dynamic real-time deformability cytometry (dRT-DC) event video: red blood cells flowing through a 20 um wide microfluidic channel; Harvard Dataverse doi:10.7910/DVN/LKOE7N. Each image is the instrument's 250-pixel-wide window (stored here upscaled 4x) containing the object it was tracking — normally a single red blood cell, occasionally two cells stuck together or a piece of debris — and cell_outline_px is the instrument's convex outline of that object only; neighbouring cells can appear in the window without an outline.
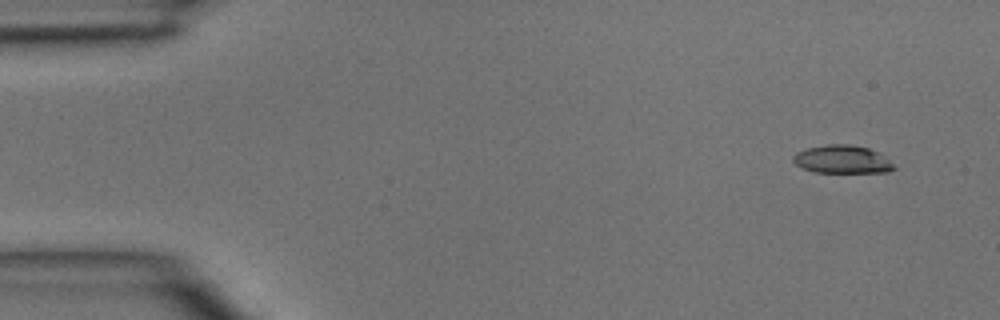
{"species": "common noctule bat (a hibernating species)", "species_latin": "Nyctalus noctula", "temperature_condition": "room temperature", "stored_images_in_passage": 5, "segment_of_instrument_passage": [2, 2], "camera_frame_rate_fps": 3000, "um_per_image_px": 0.085, "animal": {"sex": "male", "body_mass_g": 15.6}, "frame": {"image": 1, "passage_image": 5, "time_ms": 1.333, "image_size_px": [1000, 320], "cell_outline_px": [[896, 168], [888, 172], [812, 172], [796, 164], [792, 160], [792, 156], [796, 152], [808, 148], [828, 144], [848, 144], [868, 148], [876, 152], [888, 160]], "centroid_in_image_um": [71.55, 13.55], "position_along_channel_um": 13.5, "area_um2": 16.24}}